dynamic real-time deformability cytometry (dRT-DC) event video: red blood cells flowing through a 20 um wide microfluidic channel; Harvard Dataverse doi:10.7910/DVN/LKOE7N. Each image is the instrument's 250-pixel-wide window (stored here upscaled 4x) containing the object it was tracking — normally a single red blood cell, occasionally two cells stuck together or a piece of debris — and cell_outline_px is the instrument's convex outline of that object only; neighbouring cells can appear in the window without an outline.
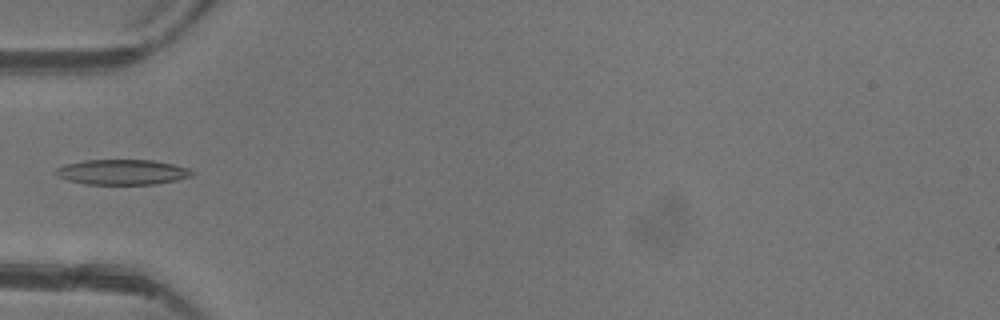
{"species": "common noctule bat (a hibernating species)", "species_latin": "Nyctalus noctula", "temperature_condition": "warm", "stored_images_in_passage": 5, "camera_frame_rate_fps": 3000, "um_per_image_px": 0.085, "animal": {"sex": "female"}, "frame": {"image": 1, "passage_image": 5, "time_ms": 4.667, "image_size_px": [1000, 320], "cell_outline_px": [[196, 172], [192, 176], [176, 180], [156, 184], [88, 184], [68, 180], [52, 172], [56, 168], [68, 164], [84, 160], [152, 160], [172, 164], [188, 168]], "centroid_in_image_um": [10.42, 14.62], "position_along_channel_um": 74.6, "area_um2": 19.88}}